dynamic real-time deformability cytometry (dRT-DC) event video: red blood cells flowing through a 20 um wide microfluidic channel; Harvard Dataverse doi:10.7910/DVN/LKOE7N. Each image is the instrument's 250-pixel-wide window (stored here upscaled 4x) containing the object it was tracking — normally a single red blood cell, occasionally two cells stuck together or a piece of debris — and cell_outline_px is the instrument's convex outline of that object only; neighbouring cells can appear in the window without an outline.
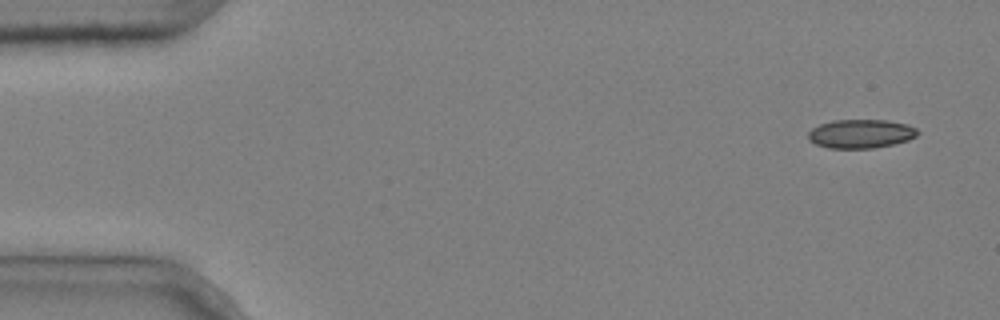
{"species": "common noctule bat (a hibernating species)", "species_latin": "Nyctalus noctula", "temperature_condition": "cold", "stored_images_in_passage": 5, "camera_frame_rate_fps": 3000, "um_per_image_px": 0.085, "animal": {"sex": "male", "body_mass_g": 20.4}, "frame": {"image": 1, "passage_image": 1, "time_ms": 0.0, "image_size_px": [1000, 320], "cell_outline_px": [[920, 132], [916, 136], [908, 140], [892, 144], [872, 148], [828, 148], [816, 144], [808, 140], [808, 132], [812, 128], [820, 124], [832, 120], [888, 120], [908, 124], [916, 128]], "centroid_in_image_um": [73.17, 11.36], "position_along_channel_um": 11.8, "area_um2": 18.44}}
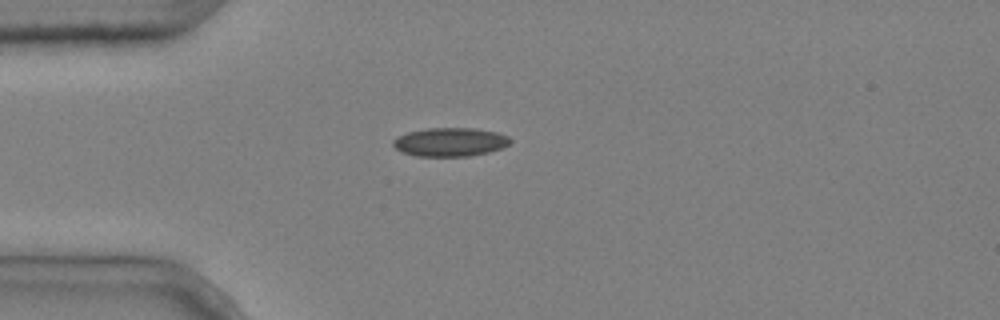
{"frame": {"image": 2, "passage_image": 4, "time_ms": 1.0, "image_size_px": [1000, 320], "cell_outline_px": [[512, 140], [508, 144], [500, 148], [488, 152], [468, 156], [416, 156], [400, 152], [392, 144], [392, 140], [396, 136], [408, 132], [424, 128], [476, 128], [496, 132], [508, 136]], "centroid_in_image_um": [38.21, 12.06], "position_along_channel_um": 46.8, "area_um2": 19.65}}